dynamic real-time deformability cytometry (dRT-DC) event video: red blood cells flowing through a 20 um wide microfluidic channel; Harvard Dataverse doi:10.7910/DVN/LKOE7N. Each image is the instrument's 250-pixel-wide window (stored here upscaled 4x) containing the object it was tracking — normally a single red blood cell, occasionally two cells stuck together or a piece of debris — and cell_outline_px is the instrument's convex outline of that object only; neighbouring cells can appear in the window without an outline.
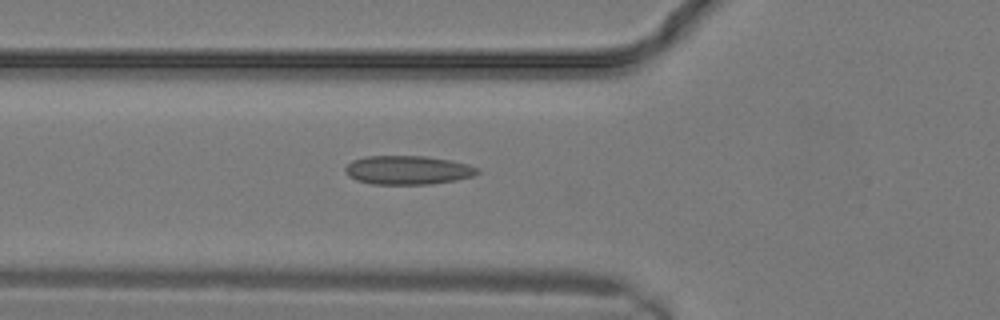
{"species": "common noctule bat (a hibernating species)", "species_latin": "Nyctalus noctula", "temperature_condition": "warm", "stored_images_in_passage": 13, "camera_frame_rate_fps": 3000, "um_per_image_px": 0.085, "animal": {"sex": "male", "body_mass_g": 19.2, "forearm_length_mm": 51.8}, "frame": {"image": 1, "passage_image": 8, "time_ms": 2.333, "image_size_px": [1000, 320], "cell_outline_px": [[480, 172], [472, 176], [456, 180], [432, 184], [372, 184], [356, 180], [348, 176], [344, 168], [352, 160], [368, 156], [424, 156], [448, 160], [468, 164], [480, 168]], "centroid_in_image_um": [34.66, 14.46], "position_along_channel_um": 91.1, "area_um2": 22.2}}
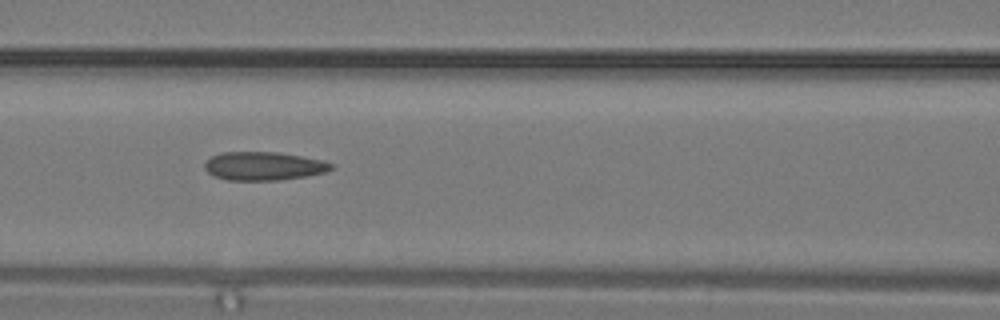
{"frame": {"image": 2, "passage_image": 10, "time_ms": 3.0, "image_size_px": [1000, 320], "cell_outline_px": [[336, 168], [324, 172], [308, 176], [280, 180], [228, 180], [212, 176], [204, 168], [204, 164], [212, 156], [224, 152], [276, 152], [324, 160], [332, 164]], "centroid_in_image_um": [22.43, 14.12], "position_along_channel_um": 144.2, "area_um2": 21.04}}
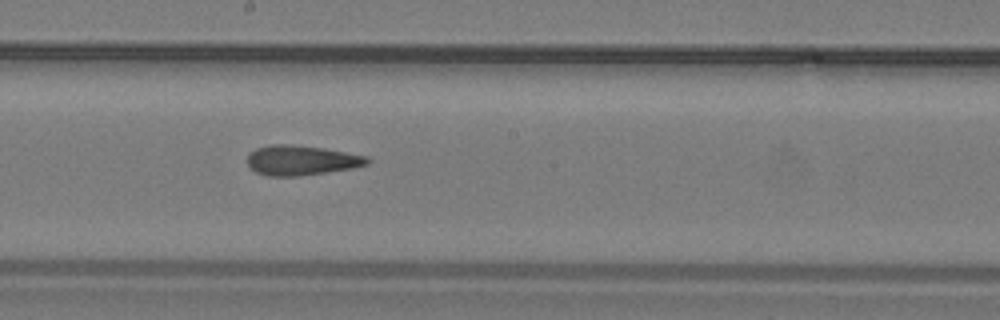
{"frame": {"image": 3, "passage_image": 13, "time_ms": 4.0, "image_size_px": [1000, 320], "cell_outline_px": [[372, 160], [368, 164], [352, 168], [296, 176], [268, 176], [256, 172], [248, 164], [248, 152], [256, 148], [272, 144], [288, 144], [324, 148], [368, 156]], "centroid_in_image_um": [25.62, 13.61], "position_along_channel_um": 222.6, "area_um2": 20.81}}